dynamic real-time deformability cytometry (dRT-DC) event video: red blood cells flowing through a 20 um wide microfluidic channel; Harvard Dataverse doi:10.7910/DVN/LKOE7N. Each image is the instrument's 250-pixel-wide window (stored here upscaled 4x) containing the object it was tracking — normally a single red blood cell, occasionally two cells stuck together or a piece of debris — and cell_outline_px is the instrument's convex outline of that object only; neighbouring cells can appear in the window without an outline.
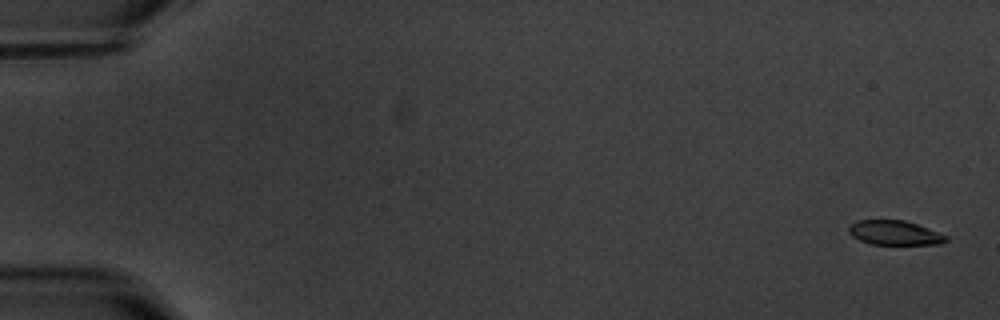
{"species": "common noctule bat (a hibernating species)", "species_latin": "Nyctalus noctula", "temperature_condition": "warm", "stored_images_in_passage": 10, "camera_frame_rate_fps": 3000, "um_per_image_px": 0.085, "animal": {"sex": "male", "body_mass_g": 20.1, "forearm_length_mm": 53.5}, "frame": {"image": 1, "passage_image": 1, "time_ms": 0.0, "image_size_px": [1000, 320], "cell_outline_px": [[948, 240], [940, 244], [868, 244], [852, 236], [848, 232], [848, 228], [856, 220], [904, 220], [928, 228], [948, 236]], "centroid_in_image_um": [76.03, 19.79], "position_along_channel_um": 9.0, "area_um2": 13.81}}
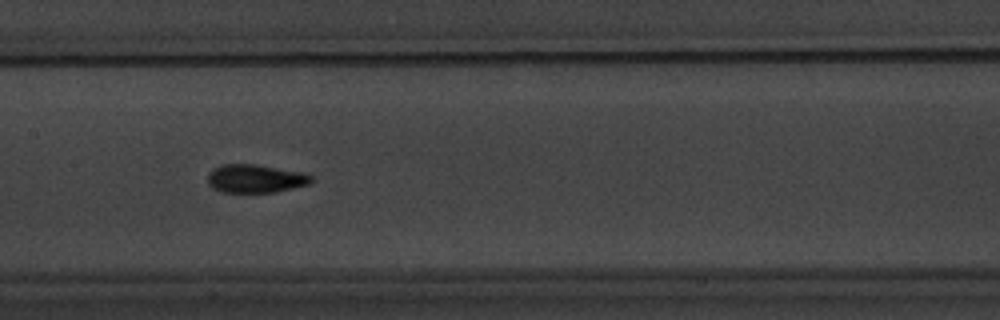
{"frame": {"image": 2, "passage_image": 7, "time_ms": 9.333, "image_size_px": [1000, 320], "cell_outline_px": [[316, 180], [312, 184], [276, 192], [220, 192], [212, 188], [208, 184], [208, 172], [212, 168], [220, 164], [256, 164], [304, 172], [312, 176]], "centroid_in_image_um": [21.74, 15.18], "position_along_channel_um": 185.7, "area_um2": 17.57}}
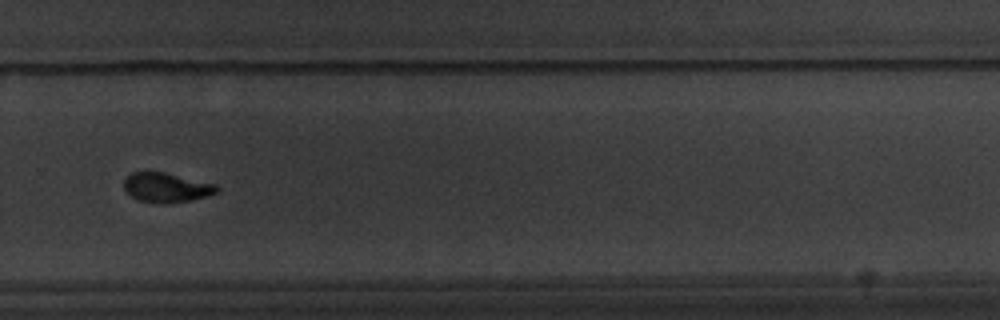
{"frame": {"image": 3, "passage_image": 10, "time_ms": 13.0, "image_size_px": [1000, 320], "cell_outline_px": [[220, 188], [216, 192], [208, 196], [192, 200], [172, 204], [160, 204], [140, 200], [132, 196], [124, 188], [124, 180], [132, 172], [164, 172], [216, 184]], "centroid_in_image_um": [14.18, 15.95], "position_along_channel_um": 315.6, "area_um2": 16.01}}